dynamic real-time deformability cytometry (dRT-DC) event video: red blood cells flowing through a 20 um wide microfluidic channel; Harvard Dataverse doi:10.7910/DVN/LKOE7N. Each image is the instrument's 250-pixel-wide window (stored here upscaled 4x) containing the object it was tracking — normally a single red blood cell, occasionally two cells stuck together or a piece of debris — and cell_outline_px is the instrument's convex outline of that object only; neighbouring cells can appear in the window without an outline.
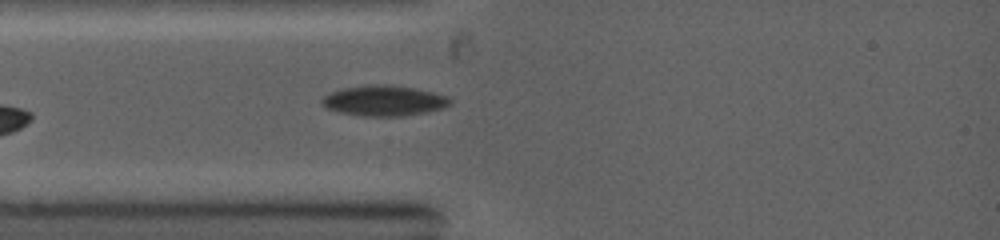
{"species": "common noctule bat (a hibernating species)", "species_latin": "Nyctalus noctula", "temperature_condition": "warm", "stored_images_in_passage": 9, "camera_frame_rate_fps": 5000, "um_per_image_px": 0.085, "animal": {"sex": "female", "body_mass_g": 19.0, "forearm_length_mm": 53.3}, "frame": {"image": 1, "passage_image": 3, "time_ms": 0.8, "image_size_px": [1000, 240], "cell_outline_px": [[452, 104], [440, 108], [424, 112], [404, 116], [364, 116], [340, 112], [328, 108], [320, 104], [320, 100], [324, 96], [332, 92], [344, 88], [368, 84], [388, 84], [412, 88], [432, 92], [448, 96], [452, 100]], "centroid_in_image_um": [32.63, 8.55], "position_along_channel_um": 52.4, "area_um2": 22.6}}
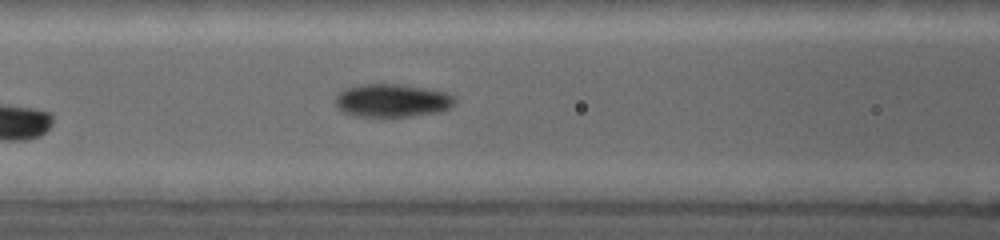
{"frame": {"image": 2, "passage_image": 7, "time_ms": 2.6, "image_size_px": [1000, 240], "cell_outline_px": [[456, 104], [440, 112], [412, 116], [352, 116], [344, 112], [336, 104], [336, 96], [344, 88], [356, 84], [400, 84], [424, 88], [444, 92], [452, 96], [456, 100]], "centroid_in_image_um": [33.32, 8.54], "position_along_channel_um": 133.3, "area_um2": 23.0}}